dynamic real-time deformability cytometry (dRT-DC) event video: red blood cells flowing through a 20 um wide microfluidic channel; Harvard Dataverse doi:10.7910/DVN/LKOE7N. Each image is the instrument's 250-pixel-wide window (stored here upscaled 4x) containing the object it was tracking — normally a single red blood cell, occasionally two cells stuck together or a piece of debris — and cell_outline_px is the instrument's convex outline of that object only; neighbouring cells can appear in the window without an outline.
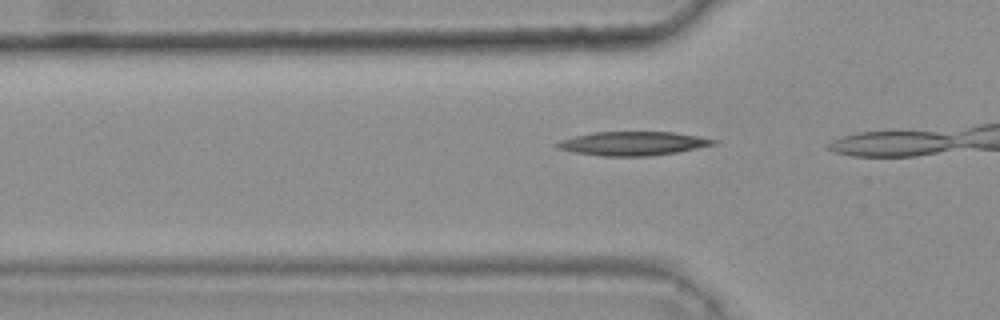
{"species": "common noctule bat (a hibernating species)", "species_latin": "Nyctalus noctula", "temperature_condition": "warm", "stored_images_in_passage": 3, "camera_frame_rate_fps": 3000, "um_per_image_px": 0.085, "animal": {"sex": "female", "body_mass_g": 25.1}, "frame": {"image": 1, "passage_image": 2, "time_ms": 0.333, "image_size_px": [1000, 320], "cell_outline_px": [[716, 144], [676, 152], [648, 156], [604, 156], [572, 152], [560, 148], [552, 144], [560, 140], [592, 132], [672, 132], [696, 136], [716, 140]], "centroid_in_image_um": [53.74, 12.19], "position_along_channel_um": 72.1, "area_um2": 21.44}}